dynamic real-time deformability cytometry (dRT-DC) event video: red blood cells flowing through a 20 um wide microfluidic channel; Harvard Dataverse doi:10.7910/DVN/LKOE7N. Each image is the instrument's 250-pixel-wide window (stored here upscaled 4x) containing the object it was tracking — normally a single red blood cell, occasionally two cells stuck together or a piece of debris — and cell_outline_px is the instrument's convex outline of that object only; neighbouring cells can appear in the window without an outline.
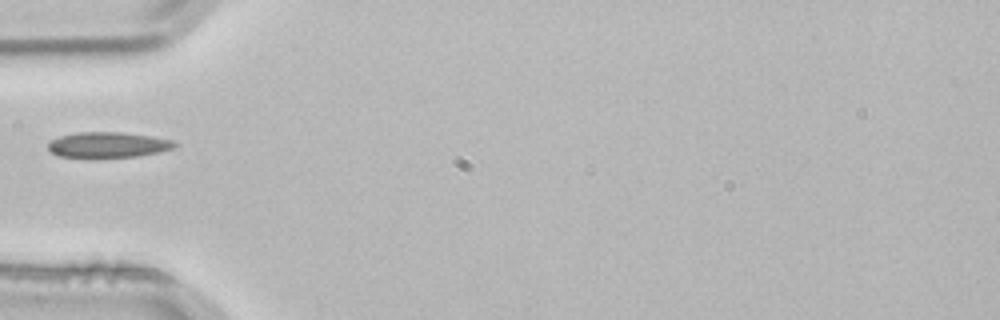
{"species": "common noctule bat (a hibernating species)", "species_latin": "Nyctalus noctula", "temperature_condition": "room temperature", "stored_images_in_passage": 2, "camera_frame_rate_fps": 3000, "um_per_image_px": 0.085, "animal": {"sex": "male", "body_mass_g": 21.5, "forearm_length_mm": 52.0}, "frame": {"image": 1, "passage_image": 2, "time_ms": 0.333, "image_size_px": [1000, 320], "cell_outline_px": [[180, 144], [172, 148], [156, 152], [136, 156], [60, 156], [52, 152], [48, 148], [48, 144], [52, 140], [60, 136], [76, 132], [120, 132], [152, 136], [172, 140]], "centroid_in_image_um": [9.2, 12.28], "position_along_channel_um": 75.8, "area_um2": 18.26}}